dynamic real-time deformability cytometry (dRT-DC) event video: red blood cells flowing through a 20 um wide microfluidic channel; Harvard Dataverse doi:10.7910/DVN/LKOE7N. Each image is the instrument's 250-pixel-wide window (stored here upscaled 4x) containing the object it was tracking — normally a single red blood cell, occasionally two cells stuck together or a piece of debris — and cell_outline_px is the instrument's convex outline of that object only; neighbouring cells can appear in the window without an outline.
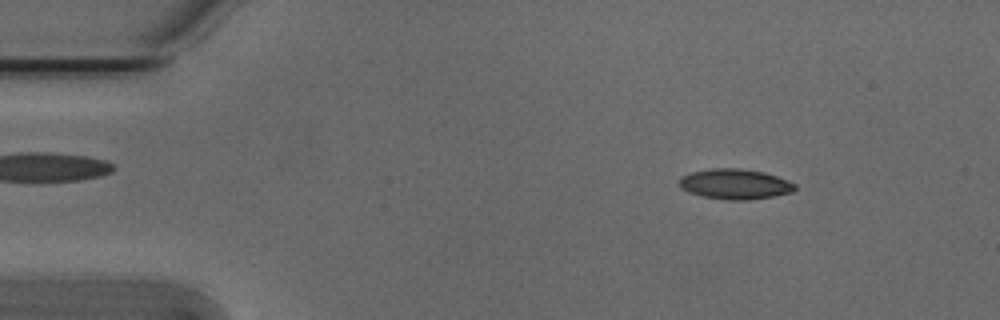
{"species": "Egyptian fruit bat (a non-hibernating species)", "species_latin": "Rousettus aegyptiacus", "temperature_condition": "cold", "stored_images_in_passage": 53, "camera_frame_rate_fps": 3000, "um_per_image_px": 0.085, "animal": {"sex": "male"}, "frame": {"image": 1, "passage_image": 7, "time_ms": 2.0, "image_size_px": [1000, 320], "cell_outline_px": [[796, 188], [792, 192], [776, 196], [748, 200], [724, 200], [704, 196], [688, 192], [680, 188], [680, 176], [692, 172], [712, 168], [740, 168], [764, 172], [788, 180], [796, 184]], "centroid_in_image_um": [62.49, 15.65], "position_along_channel_um": 22.5, "area_um2": 20.52}}
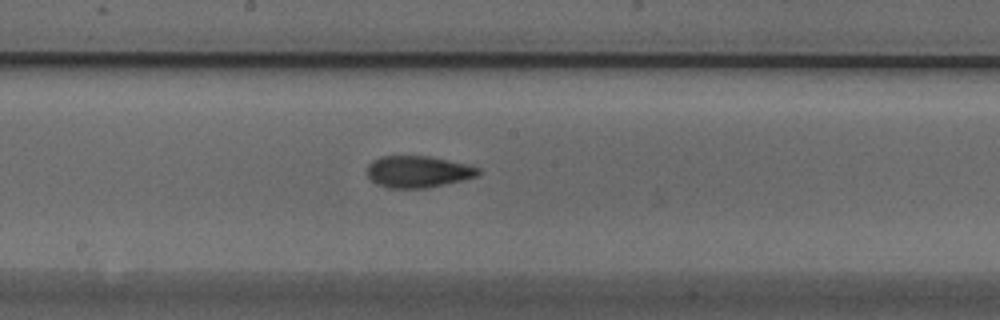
{"frame": {"image": 2, "passage_image": 28, "time_ms": 9.0, "image_size_px": [1000, 320], "cell_outline_px": [[480, 172], [476, 176], [464, 180], [428, 188], [388, 188], [376, 184], [368, 176], [368, 164], [372, 160], [380, 156], [428, 156], [472, 164], [480, 168]], "centroid_in_image_um": [35.56, 14.59], "position_along_channel_um": 212.6, "area_um2": 20.81}}
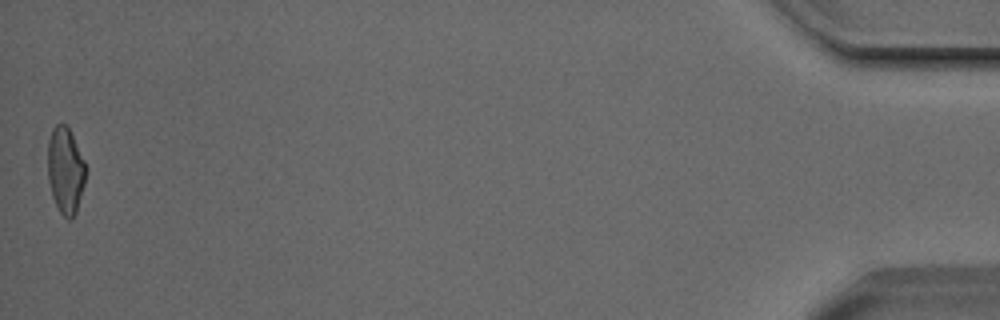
{"frame": {"image": 3, "passage_image": 53, "time_ms": 17.333, "image_size_px": [1000, 320], "cell_outline_px": [[84, 184], [76, 212], [72, 220], [68, 220], [60, 212], [52, 196], [48, 180], [48, 140], [52, 128], [56, 124], [64, 124], [68, 128], [84, 160]], "centroid_in_image_um": [5.53, 14.5], "position_along_channel_um": 429.7, "area_um2": 18.79}, "authors_computed_cell_mechanics": {"area_um2": 19.8254, "velocity_mm_per_s": 3.8163, "shape_relaxation_time_tau1_ms": 3.1528, "shape_relaxation_time_tau2_ms": 1.6312, "deformation_change_tau1": 0.1117, "deformation_change_tau2": 0.0675}}